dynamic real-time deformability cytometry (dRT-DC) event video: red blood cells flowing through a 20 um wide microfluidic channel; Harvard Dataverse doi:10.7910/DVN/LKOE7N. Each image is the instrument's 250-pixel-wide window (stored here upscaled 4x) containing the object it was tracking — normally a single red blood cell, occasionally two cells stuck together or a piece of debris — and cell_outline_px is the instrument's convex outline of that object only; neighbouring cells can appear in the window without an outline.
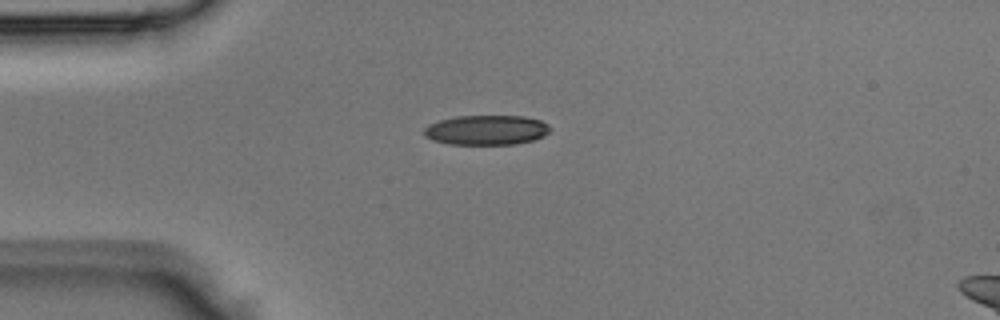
{"species": "Egyptian fruit bat (a non-hibernating species)", "species_latin": "Rousettus aegyptiacus", "temperature_condition": "room temperature", "stored_images_in_passage": 2, "camera_frame_rate_fps": 3000, "um_per_image_px": 0.085, "animal": {"sex": "male"}, "frame": {"image": 1, "passage_image": 2, "time_ms": 0.333, "image_size_px": [1000, 320], "cell_outline_px": [[552, 128], [544, 136], [532, 140], [516, 144], [448, 144], [432, 140], [424, 136], [424, 128], [428, 124], [440, 120], [456, 116], [524, 116], [540, 120], [548, 124]], "centroid_in_image_um": [41.34, 11.05], "position_along_channel_um": 43.7, "area_um2": 21.96}}